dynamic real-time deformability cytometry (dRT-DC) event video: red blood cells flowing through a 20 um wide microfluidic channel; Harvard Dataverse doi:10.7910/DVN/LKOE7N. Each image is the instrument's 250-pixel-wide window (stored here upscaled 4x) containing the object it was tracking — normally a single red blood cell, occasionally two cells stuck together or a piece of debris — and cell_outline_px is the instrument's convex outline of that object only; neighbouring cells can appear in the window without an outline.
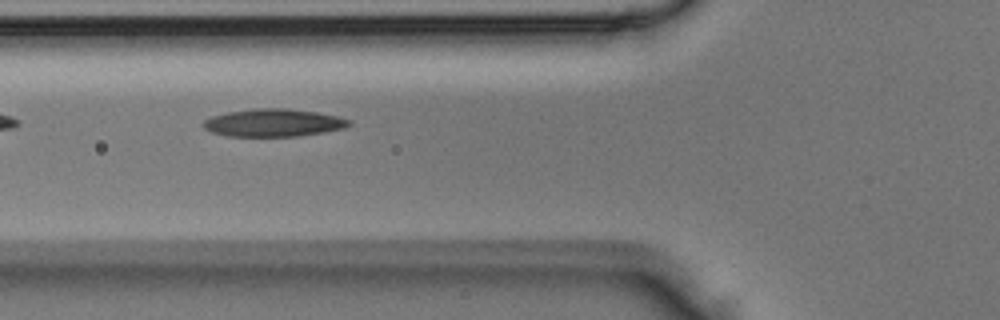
{"species": "Egyptian fruit bat (a non-hibernating species)", "species_latin": "Rousettus aegyptiacus", "temperature_condition": "room temperature", "stored_images_in_passage": 4, "camera_frame_rate_fps": 3000, "um_per_image_px": 0.085, "animal": {"sex": "male"}, "frame": {"image": 1, "passage_image": 4, "time_ms": 1.0, "image_size_px": [1000, 320], "cell_outline_px": [[352, 124], [344, 128], [324, 132], [300, 136], [228, 136], [212, 132], [204, 128], [200, 124], [204, 120], [212, 116], [228, 112], [256, 108], [288, 108], [316, 112], [340, 116], [352, 120]], "centroid_in_image_um": [23.27, 10.43], "position_along_channel_um": 102.5, "area_um2": 23.7}}